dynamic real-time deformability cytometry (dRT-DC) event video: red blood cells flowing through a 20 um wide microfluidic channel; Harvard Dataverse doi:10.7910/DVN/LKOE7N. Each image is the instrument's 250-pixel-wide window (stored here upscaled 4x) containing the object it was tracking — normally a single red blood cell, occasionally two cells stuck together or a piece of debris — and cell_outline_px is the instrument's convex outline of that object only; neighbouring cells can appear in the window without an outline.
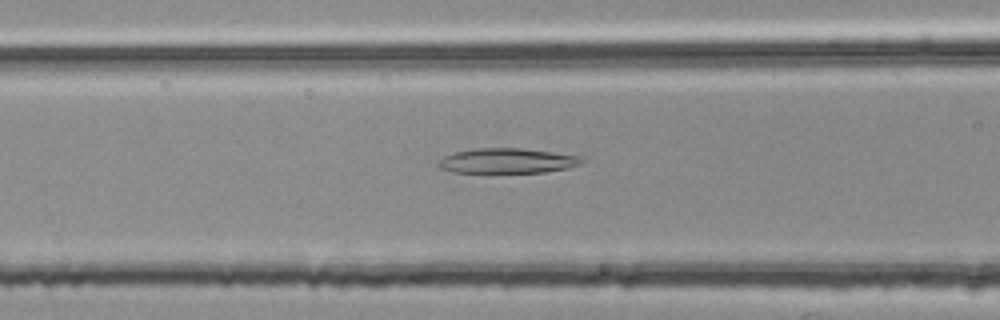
{"species": "common noctule bat (a hibernating species)", "species_latin": "Nyctalus noctula", "temperature_condition": "room temperature", "stored_images_in_passage": 48, "camera_frame_rate_fps": 3000, "um_per_image_px": 0.085, "animal": {"sex": "female", "body_mass_g": 25.1}, "frame": {"image": 1, "passage_image": 15, "time_ms": 4.667, "image_size_px": [1000, 320], "cell_outline_px": [[588, 160], [580, 164], [568, 168], [544, 172], [456, 172], [440, 168], [436, 164], [444, 156], [456, 152], [476, 148], [520, 148], [552, 152], [576, 156]], "centroid_in_image_um": [43.13, 13.66], "position_along_channel_um": 123.5, "area_um2": 20.63}}
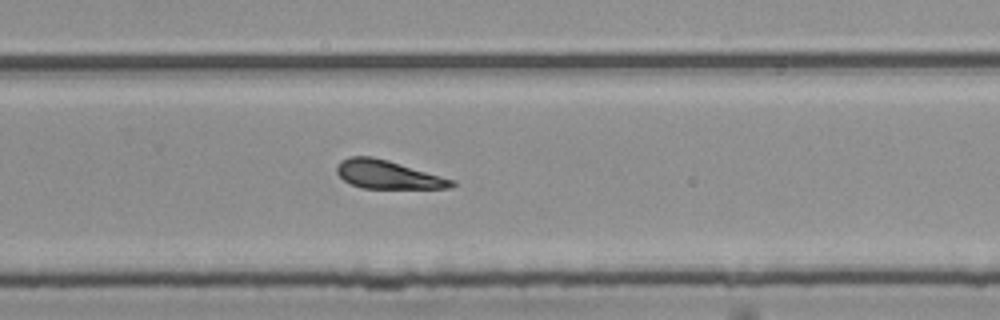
{"frame": {"image": 2, "passage_image": 29, "time_ms": 9.333, "image_size_px": [1000, 320], "cell_outline_px": [[456, 184], [452, 188], [360, 188], [344, 180], [336, 172], [336, 168], [340, 160], [352, 156], [372, 156], [388, 160], [456, 180]], "centroid_in_image_um": [32.98, 14.84], "position_along_channel_um": 296.8, "area_um2": 19.02}}
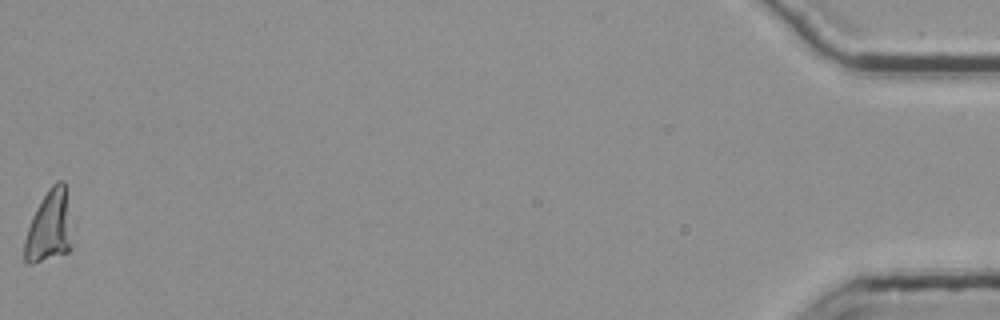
{"frame": {"image": 3, "passage_image": 48, "time_ms": 15.667, "image_size_px": [1000, 320], "cell_outline_px": [[72, 248], [68, 252], [32, 264], [28, 264], [24, 260], [24, 240], [32, 216], [36, 208], [52, 184], [56, 180], [64, 180]], "centroid_in_image_um": [4.16, 19.29], "position_along_channel_um": 431.0, "area_um2": 19.54}, "authors_computed_cell_mechanics": {"area_um2": 20.1433, "velocity_mm_per_s": 3.7189, "shape_relaxation_time_tau1_ms": null, "shape_relaxation_time_tau2_ms": 3.0992, "deformation_change_tau1": null, "deformation_change_tau2": 0.1397}}